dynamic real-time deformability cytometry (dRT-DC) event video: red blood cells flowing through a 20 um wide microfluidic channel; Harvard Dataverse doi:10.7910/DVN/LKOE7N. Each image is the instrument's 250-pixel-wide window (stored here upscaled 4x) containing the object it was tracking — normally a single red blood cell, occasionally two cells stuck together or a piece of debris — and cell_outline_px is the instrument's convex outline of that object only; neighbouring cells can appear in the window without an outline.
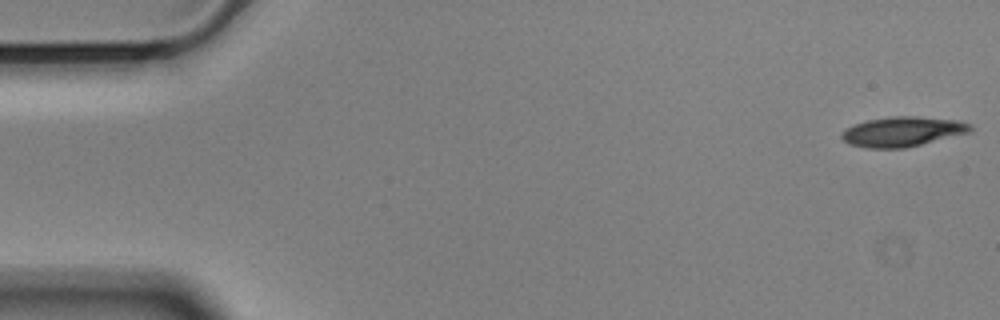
{"species": "Egyptian fruit bat (a non-hibernating species)", "species_latin": "Rousettus aegyptiacus", "temperature_condition": "cold", "stored_images_in_passage": 56, "camera_frame_rate_fps": 3000, "um_per_image_px": 0.085, "animal": {"sex": "male"}, "frame": {"image": 1, "passage_image": 1, "time_ms": 0.0, "image_size_px": [1000, 320], "cell_outline_px": [[972, 128], [968, 132], [904, 148], [868, 148], [848, 144], [840, 136], [844, 128], [852, 124], [868, 120], [888, 116], [916, 116], [956, 120], [972, 124]], "centroid_in_image_um": [76.64, 11.17], "position_along_channel_um": 8.4, "area_um2": 22.25}}
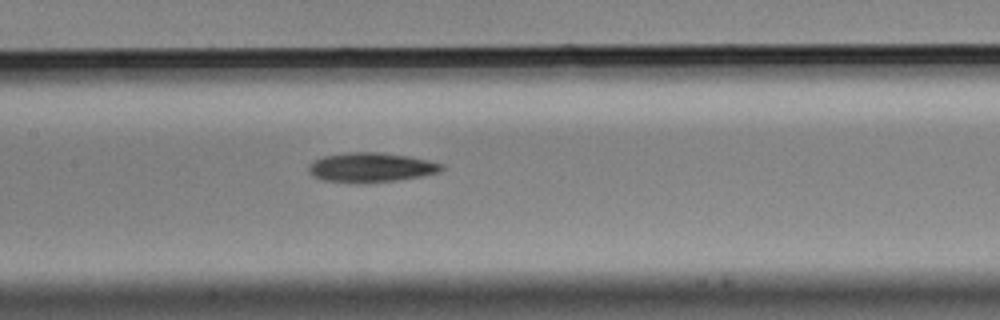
{"frame": {"image": 2, "passage_image": 26, "time_ms": 8.333, "image_size_px": [1000, 320], "cell_outline_px": [[444, 168], [440, 172], [420, 176], [396, 180], [324, 180], [312, 176], [308, 172], [308, 168], [316, 160], [324, 156], [348, 152], [380, 152], [408, 156], [428, 160], [444, 164]], "centroid_in_image_um": [31.59, 14.18], "position_along_channel_um": 175.8, "area_um2": 21.85}}
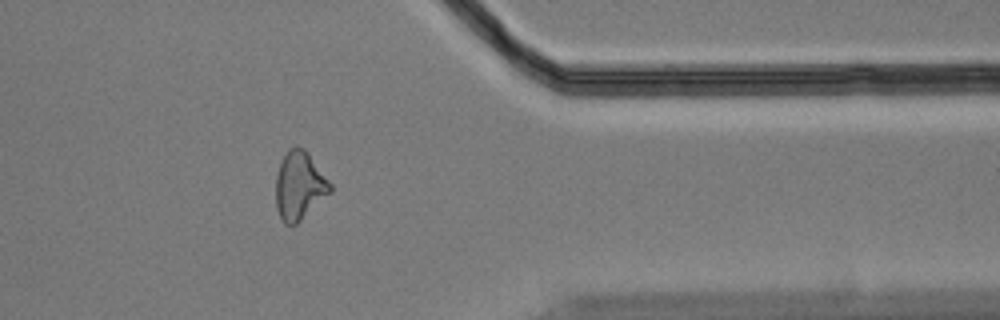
{"frame": {"image": 3, "passage_image": 45, "time_ms": 14.667, "image_size_px": [1000, 320], "cell_outline_px": [[332, 192], [296, 224], [284, 224], [280, 220], [276, 208], [276, 176], [280, 160], [288, 148], [296, 144], [304, 148], [308, 152], [332, 184]], "centroid_in_image_um": [25.44, 15.75], "position_along_channel_um": 386.0, "area_um2": 22.02}, "authors_computed_cell_mechanics": {"area_um2": 22.1374, "velocity_mm_per_s": 3.5623, "shape_relaxation_time_tau1_ms": 9.8898, "shape_relaxation_time_tau2_ms": null, "deformation_change_tau1": 0.1791, "deformation_change_tau2": null}}